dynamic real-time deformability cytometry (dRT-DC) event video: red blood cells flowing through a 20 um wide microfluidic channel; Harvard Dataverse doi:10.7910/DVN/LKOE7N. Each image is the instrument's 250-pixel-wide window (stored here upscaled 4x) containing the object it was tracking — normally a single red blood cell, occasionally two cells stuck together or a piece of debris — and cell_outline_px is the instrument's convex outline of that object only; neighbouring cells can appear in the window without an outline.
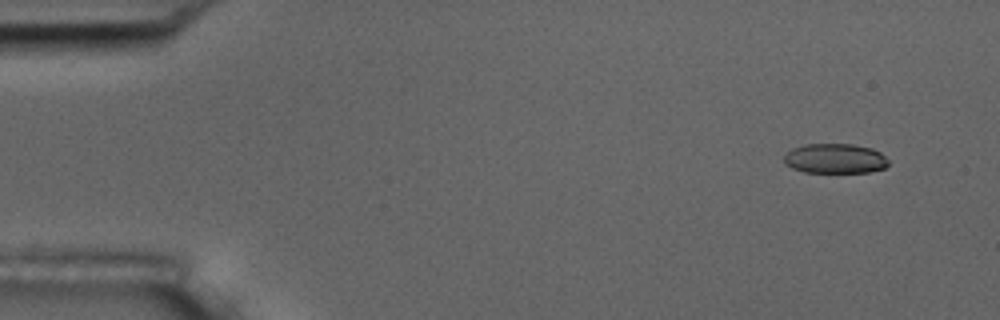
{"species": "common noctule bat (a hibernating species)", "species_latin": "Nyctalus noctula", "temperature_condition": "room temperature", "stored_images_in_passage": 6, "segment_of_instrument_passage": [2, 2], "camera_frame_rate_fps": 3000, "um_per_image_px": 0.085, "animal": {"sex": "male", "body_mass_g": 17.5, "forearm_length_mm": 52.3}, "frame": {"image": 1, "passage_image": 6, "time_ms": 5.667, "image_size_px": [1000, 320], "cell_outline_px": [[888, 164], [884, 168], [868, 172], [804, 172], [792, 168], [784, 164], [784, 156], [792, 148], [804, 144], [852, 144], [872, 148], [880, 152], [888, 160]], "centroid_in_image_um": [70.96, 13.47], "position_along_channel_um": 14.0, "area_um2": 18.15}}